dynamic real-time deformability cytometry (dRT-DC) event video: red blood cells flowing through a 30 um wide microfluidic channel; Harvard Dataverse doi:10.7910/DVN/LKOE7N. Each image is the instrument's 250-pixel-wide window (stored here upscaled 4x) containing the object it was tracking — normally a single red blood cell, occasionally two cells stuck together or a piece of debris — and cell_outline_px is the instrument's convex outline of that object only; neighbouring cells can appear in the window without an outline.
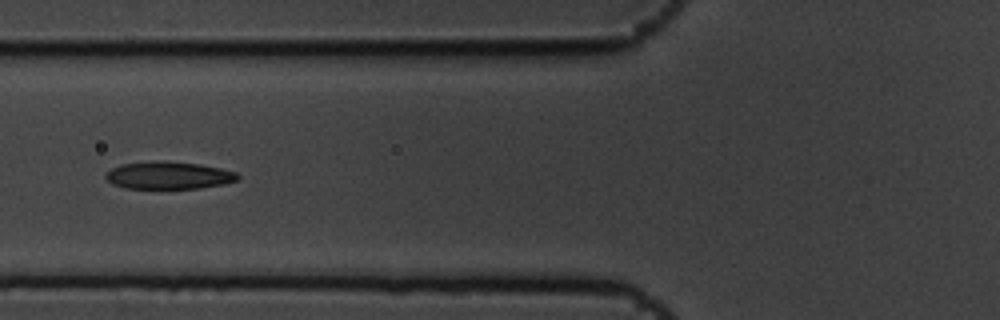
{"species": "common noctule bat (a hibernating species)", "species_latin": "Nyctalus noctula", "temperature_condition": "cold", "stored_images_in_passage": 9, "camera_frame_rate_fps": 3000, "um_per_image_px": 0.085, "animal": {"sex": "male", "body_mass_g": 19.5, "forearm_length_mm": 54.6}, "frame": {"image": 1, "passage_image": 6, "time_ms": 1.667, "image_size_px": [1000, 320], "cell_outline_px": [[240, 176], [236, 180], [224, 184], [200, 188], [124, 188], [112, 184], [104, 176], [112, 168], [120, 164], [156, 160], [164, 160], [200, 164], [220, 168], [236, 172]], "centroid_in_image_um": [14.32, 14.89], "position_along_channel_um": 111.5, "area_um2": 21.21}}
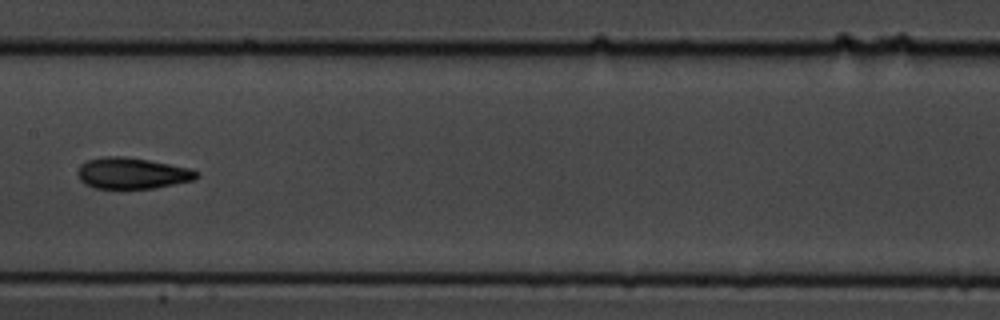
{"frame": {"image": 2, "passage_image": 8, "time_ms": 2.333, "image_size_px": [1000, 320], "cell_outline_px": [[200, 176], [192, 180], [156, 188], [96, 188], [84, 184], [80, 180], [76, 172], [80, 164], [88, 160], [100, 156], [124, 156], [148, 160], [188, 168], [196, 172]], "centroid_in_image_um": [11.16, 14.72], "position_along_channel_um": 196.2, "area_um2": 21.5}}
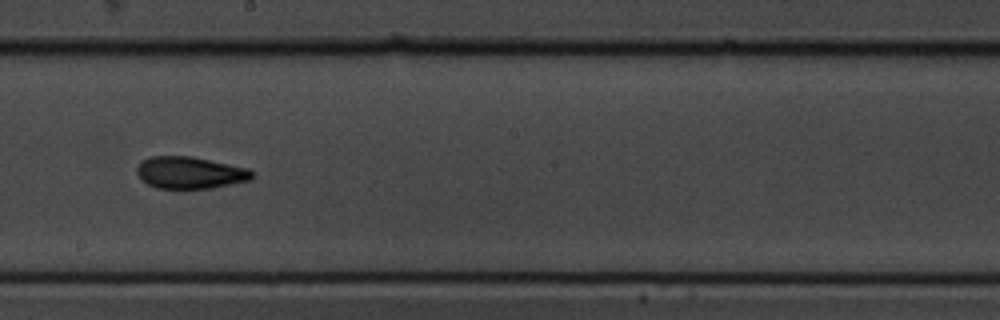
{"frame": {"image": 3, "passage_image": 9, "time_ms": 2.667, "image_size_px": [1000, 320], "cell_outline_px": [[252, 180], [212, 188], [156, 188], [148, 184], [136, 172], [136, 168], [144, 160], [152, 156], [192, 156], [248, 168], [252, 172]], "centroid_in_image_um": [16.18, 14.67], "position_along_channel_um": 232.0, "area_um2": 21.27}}